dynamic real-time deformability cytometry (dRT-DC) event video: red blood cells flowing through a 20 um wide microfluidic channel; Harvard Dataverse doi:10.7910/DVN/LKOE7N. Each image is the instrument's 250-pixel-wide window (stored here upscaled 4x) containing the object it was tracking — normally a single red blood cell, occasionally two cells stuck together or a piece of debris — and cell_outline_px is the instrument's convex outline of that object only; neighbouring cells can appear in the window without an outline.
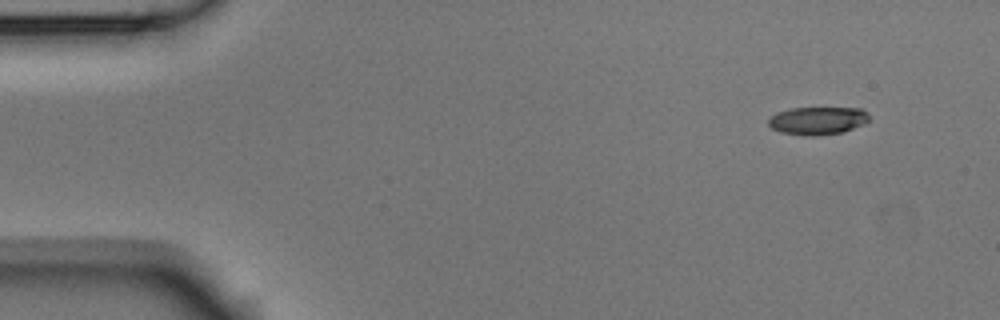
{"species": "Egyptian fruit bat (a non-hibernating species)", "species_latin": "Rousettus aegyptiacus", "temperature_condition": "room temperature", "stored_images_in_passage": 4, "camera_frame_rate_fps": 3000, "um_per_image_px": 0.085, "animal": {"sex": "male"}, "frame": {"image": 1, "passage_image": 1, "time_ms": 0.0, "image_size_px": [1000, 320], "cell_outline_px": [[868, 120], [864, 124], [844, 132], [816, 136], [804, 136], [780, 132], [772, 128], [768, 124], [768, 120], [776, 112], [788, 108], [860, 108], [868, 116]], "centroid_in_image_um": [69.46, 10.26], "position_along_channel_um": 15.5, "area_um2": 16.42}}
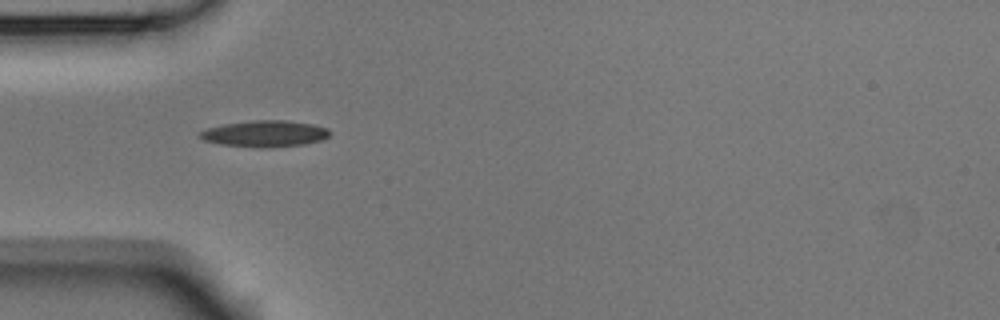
{"frame": {"image": 2, "passage_image": 4, "time_ms": 1.0, "image_size_px": [1000, 320], "cell_outline_px": [[332, 132], [324, 140], [304, 144], [268, 148], [260, 148], [220, 144], [204, 140], [200, 136], [200, 132], [208, 128], [224, 124], [256, 120], [288, 120], [312, 124], [328, 128]], "centroid_in_image_um": [22.58, 11.37], "position_along_channel_um": 62.4, "area_um2": 20.0}}